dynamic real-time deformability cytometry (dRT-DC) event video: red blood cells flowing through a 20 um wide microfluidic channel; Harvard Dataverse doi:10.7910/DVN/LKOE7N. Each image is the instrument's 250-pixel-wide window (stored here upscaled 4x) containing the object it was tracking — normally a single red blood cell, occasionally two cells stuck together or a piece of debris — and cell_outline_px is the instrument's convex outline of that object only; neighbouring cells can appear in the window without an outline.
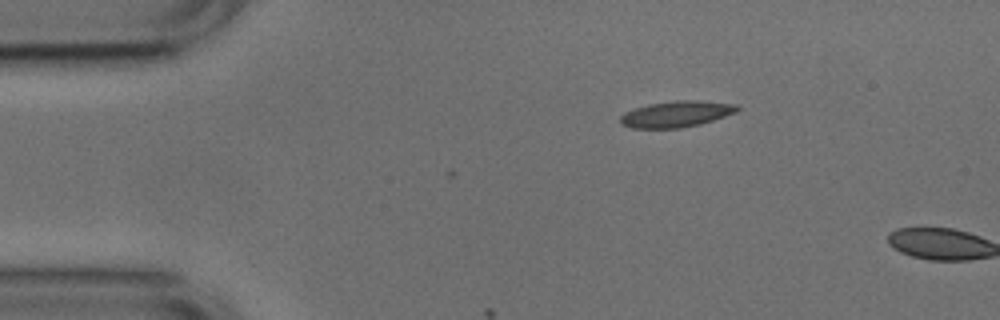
{"species": "common noctule bat (a hibernating species)", "species_latin": "Nyctalus noctula", "temperature_condition": "cold", "stored_images_in_passage": 7, "camera_frame_rate_fps": 3000, "um_per_image_px": 0.085, "animal": {"sex": "male", "body_mass_g": 17.9, "forearm_length_mm": 54.2}, "frame": {"image": 1, "passage_image": 1, "time_ms": 0.0, "image_size_px": [1000, 320], "cell_outline_px": [[740, 108], [736, 112], [700, 124], [680, 128], [632, 128], [620, 124], [620, 116], [624, 112], [648, 104], [672, 100], [696, 100], [736, 104]], "centroid_in_image_um": [57.46, 9.69], "position_along_channel_um": 27.5, "area_um2": 17.8}}